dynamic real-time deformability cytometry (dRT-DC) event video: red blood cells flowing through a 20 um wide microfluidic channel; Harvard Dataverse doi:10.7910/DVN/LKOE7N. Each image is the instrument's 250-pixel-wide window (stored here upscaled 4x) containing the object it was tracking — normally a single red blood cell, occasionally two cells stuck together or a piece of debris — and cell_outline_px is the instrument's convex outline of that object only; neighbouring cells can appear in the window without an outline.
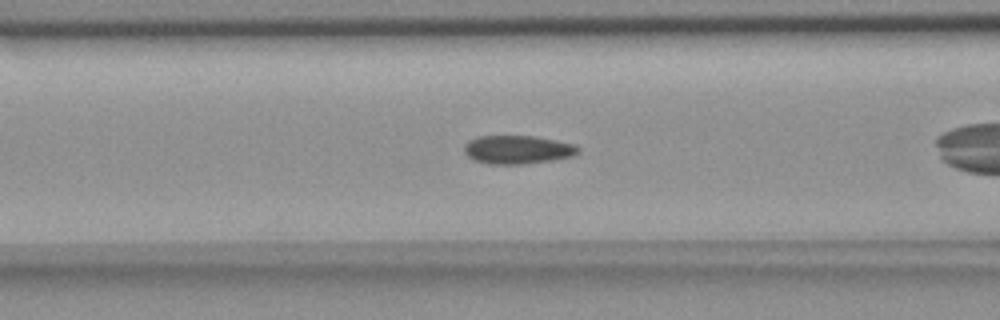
{"species": "common noctule bat (a hibernating species)", "species_latin": "Nyctalus noctula", "temperature_condition": "room temperature", "stored_images_in_passage": 29, "camera_frame_rate_fps": 3000, "um_per_image_px": 0.085, "animal": {"sex": "female", "body_mass_g": 18.4}, "frame": {"image": 1, "passage_image": 7, "time_ms": 2.0, "image_size_px": [1000, 320], "cell_outline_px": [[580, 152], [572, 156], [552, 160], [524, 164], [488, 164], [476, 160], [468, 156], [464, 152], [464, 144], [468, 140], [476, 136], [532, 136], [576, 144], [580, 148]], "centroid_in_image_um": [43.99, 12.71], "position_along_channel_um": 122.6, "area_um2": 18.96}}
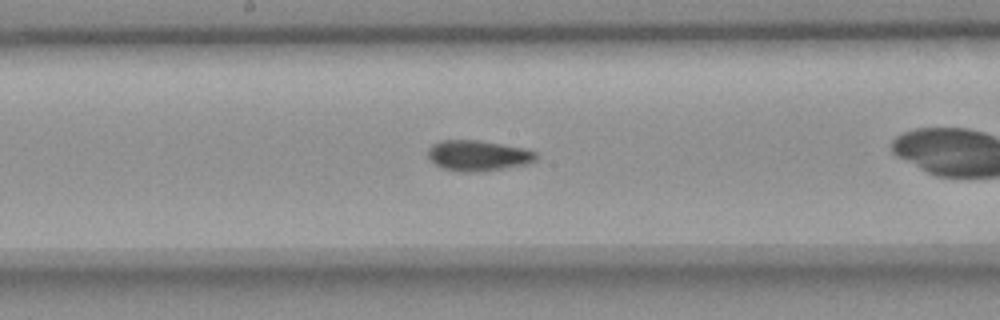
{"frame": {"image": 2, "passage_image": 14, "time_ms": 4.333, "image_size_px": [1000, 320], "cell_outline_px": [[540, 156], [536, 160], [528, 164], [476, 172], [460, 172], [444, 168], [428, 160], [428, 148], [432, 144], [440, 140], [480, 140], [524, 148], [536, 152]], "centroid_in_image_um": [40.63, 13.22], "position_along_channel_um": 207.6, "area_um2": 19.42}}
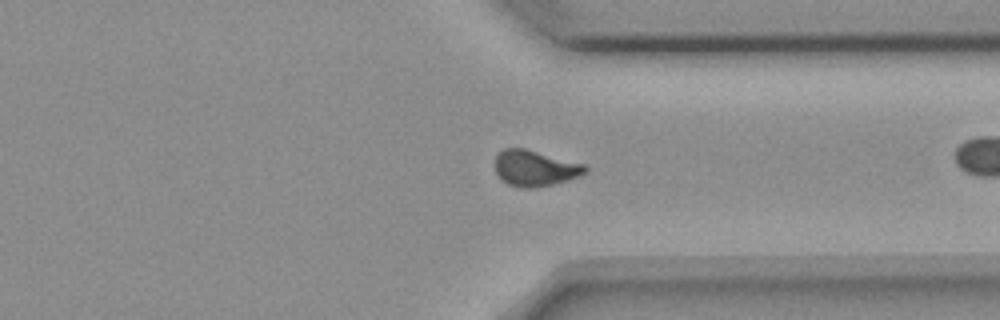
{"frame": {"image": 3, "passage_image": 27, "time_ms": 8.667, "image_size_px": [1000, 320], "cell_outline_px": [[588, 172], [568, 180], [552, 184], [532, 188], [520, 188], [508, 184], [496, 176], [496, 156], [504, 148], [524, 148], [584, 164], [588, 168]], "centroid_in_image_um": [45.46, 14.3], "position_along_channel_um": 365.9, "area_um2": 18.79}}